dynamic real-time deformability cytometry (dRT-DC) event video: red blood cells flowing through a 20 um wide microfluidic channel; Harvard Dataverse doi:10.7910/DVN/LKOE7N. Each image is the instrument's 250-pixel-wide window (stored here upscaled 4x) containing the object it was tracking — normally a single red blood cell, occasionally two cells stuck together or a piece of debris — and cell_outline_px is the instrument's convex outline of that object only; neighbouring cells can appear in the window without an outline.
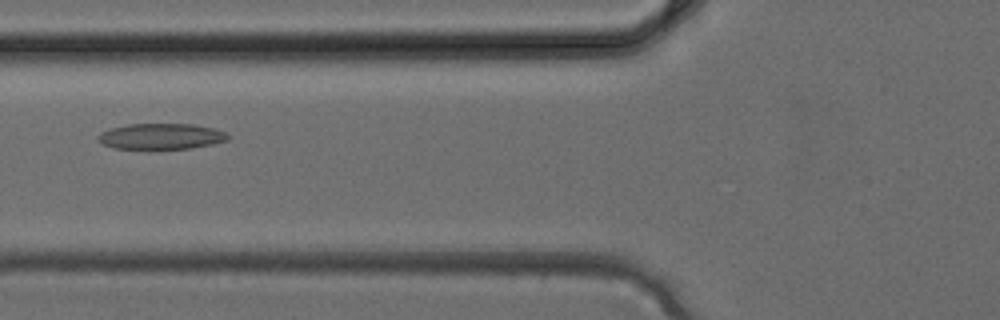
{"species": "common noctule bat (a hibernating species)", "species_latin": "Nyctalus noctula", "temperature_condition": "cold", "stored_images_in_passage": 4, "camera_frame_rate_fps": 3000, "um_per_image_px": 0.085, "animal": {"sex": "female", "body_mass_g": 24.6, "forearm_length_mm": 56.2}, "frame": {"image": 1, "passage_image": 4, "time_ms": 1.0, "image_size_px": [1000, 320], "cell_outline_px": [[232, 136], [228, 140], [212, 144], [188, 148], [116, 148], [104, 144], [96, 136], [100, 132], [112, 128], [128, 124], [192, 124], [212, 128], [224, 132]], "centroid_in_image_um": [13.72, 11.58], "position_along_channel_um": 112.1, "area_um2": 19.19}}